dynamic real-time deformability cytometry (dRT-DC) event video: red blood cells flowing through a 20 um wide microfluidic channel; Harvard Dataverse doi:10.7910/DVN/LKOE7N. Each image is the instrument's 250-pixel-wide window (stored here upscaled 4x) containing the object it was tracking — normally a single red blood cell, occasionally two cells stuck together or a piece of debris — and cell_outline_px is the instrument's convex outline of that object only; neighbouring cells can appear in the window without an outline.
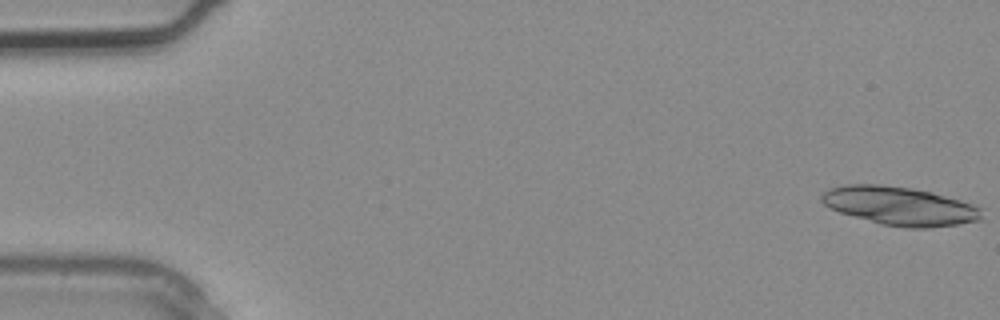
{"species": "common noctule bat (a hibernating species)", "species_latin": "Nyctalus noctula", "temperature_condition": "warm", "stored_images_in_passage": 3, "camera_frame_rate_fps": 3000, "um_per_image_px": 0.085, "animal": {"sex": "male", "body_mass_g": 20.4}, "frame": {"image": 1, "passage_image": 1, "time_ms": 0.0, "image_size_px": [1000, 320], "cell_outline_px": [[980, 220], [956, 224], [928, 228], [904, 228], [880, 224], [840, 212], [824, 204], [820, 200], [820, 196], [828, 188], [844, 184], [880, 184], [912, 188], [932, 192], [960, 200], [972, 204], [980, 208]], "centroid_in_image_um": [76.43, 17.5], "position_along_channel_um": 8.6, "area_um2": 35.84}}